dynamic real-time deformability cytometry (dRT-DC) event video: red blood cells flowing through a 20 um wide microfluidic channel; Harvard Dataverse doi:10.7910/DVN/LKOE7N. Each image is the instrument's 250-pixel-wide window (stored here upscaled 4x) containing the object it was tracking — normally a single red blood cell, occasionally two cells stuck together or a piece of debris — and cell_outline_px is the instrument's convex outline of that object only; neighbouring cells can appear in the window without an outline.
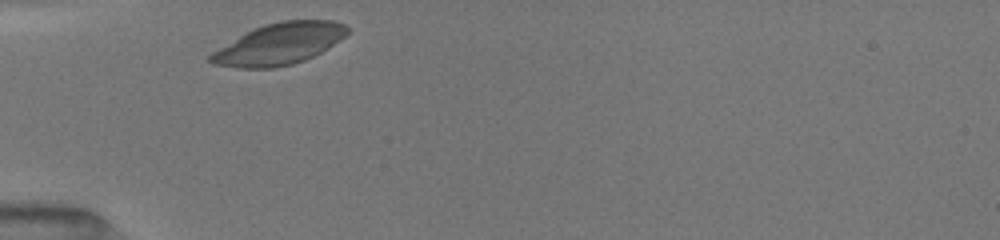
{"species": "common noctule bat (a hibernating species)", "species_latin": "Nyctalus noctula", "temperature_condition": "room temperature", "stored_images_in_passage": 20, "camera_frame_rate_fps": 3000, "um_per_image_px": 0.085, "animal": {"sex": "female", "body_mass_g": 19.5, "forearm_length_mm": 54.1}, "frame": {"image": 1, "passage_image": 1, "time_ms": 0.0, "image_size_px": [1000, 240], "cell_outline_px": [[348, 32], [340, 40], [328, 48], [304, 60], [292, 64], [272, 68], [240, 68], [216, 64], [208, 60], [208, 56], [212, 52], [244, 32], [252, 28], [264, 24], [280, 20], [332, 20], [344, 24], [348, 28]], "centroid_in_image_um": [23.72, 3.72], "position_along_channel_um": 61.3, "area_um2": 32.95}}
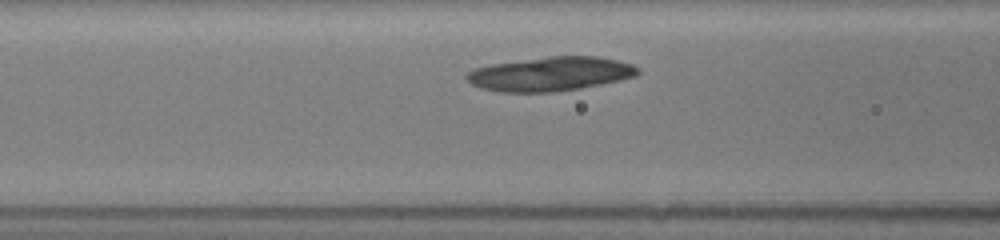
{"frame": {"image": 2, "passage_image": 5, "time_ms": 1.667, "image_size_px": [1000, 240], "cell_outline_px": [[640, 72], [636, 76], [620, 80], [580, 88], [552, 92], [500, 92], [480, 88], [472, 84], [464, 76], [468, 72], [476, 68], [492, 64], [548, 56], [596, 56], [616, 60], [632, 64], [640, 68]], "centroid_in_image_um": [46.79, 6.28], "position_along_channel_um": 119.8, "area_um2": 33.93}}